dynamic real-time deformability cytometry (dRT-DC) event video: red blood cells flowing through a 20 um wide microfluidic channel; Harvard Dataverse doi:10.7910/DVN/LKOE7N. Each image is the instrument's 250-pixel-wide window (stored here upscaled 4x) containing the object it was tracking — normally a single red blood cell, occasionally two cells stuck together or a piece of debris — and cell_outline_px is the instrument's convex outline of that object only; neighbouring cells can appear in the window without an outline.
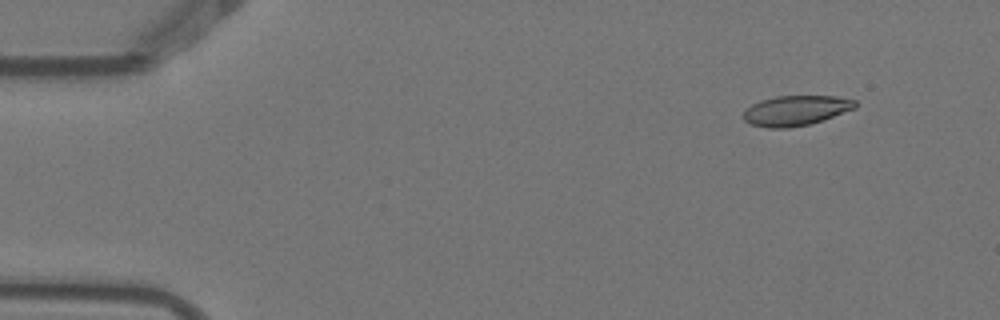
{"species": "Egyptian fruit bat (a non-hibernating species)", "species_latin": "Rousettus aegyptiacus", "temperature_condition": "warm", "stored_images_in_passage": 5, "camera_frame_rate_fps": 3000, "um_per_image_px": 0.085, "animal": {"sex": "female"}, "frame": {"image": 1, "passage_image": 2, "time_ms": 0.333, "image_size_px": [1000, 320], "cell_outline_px": [[856, 108], [824, 120], [808, 124], [788, 128], [768, 128], [748, 124], [744, 120], [744, 112], [752, 104], [760, 100], [776, 96], [836, 96], [856, 100]], "centroid_in_image_um": [67.65, 9.4], "position_along_channel_um": 17.3, "area_um2": 19.65}}
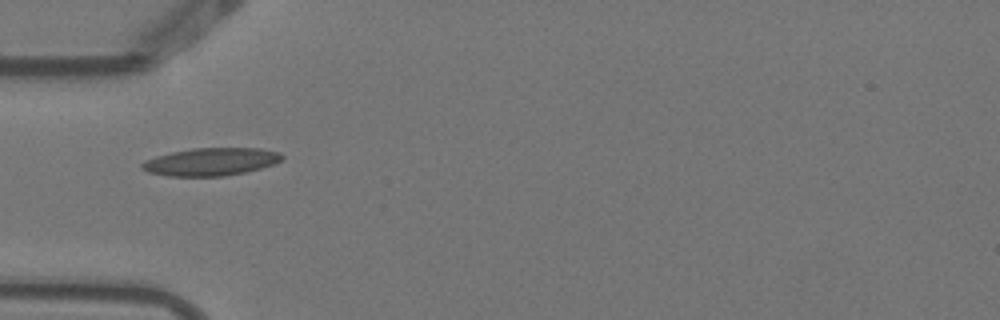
{"frame": {"image": 2, "passage_image": 5, "time_ms": 1.333, "image_size_px": [1000, 320], "cell_outline_px": [[284, 156], [280, 160], [272, 164], [260, 168], [244, 172], [224, 176], [168, 176], [148, 172], [140, 168], [140, 164], [144, 160], [156, 156], [172, 152], [192, 148], [260, 148], [280, 152]], "centroid_in_image_um": [17.89, 13.74], "position_along_channel_um": 67.1, "area_um2": 22.6}}